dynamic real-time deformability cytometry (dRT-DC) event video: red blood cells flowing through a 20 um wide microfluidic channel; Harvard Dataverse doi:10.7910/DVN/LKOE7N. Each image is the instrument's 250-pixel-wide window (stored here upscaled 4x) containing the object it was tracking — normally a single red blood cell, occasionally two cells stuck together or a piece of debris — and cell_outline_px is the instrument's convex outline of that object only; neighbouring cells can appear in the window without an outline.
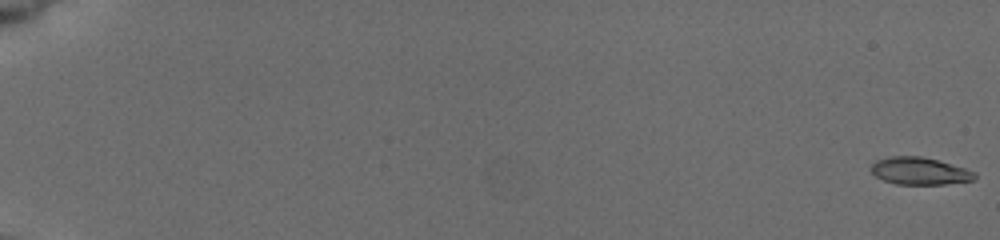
{"species": "common noctule bat (a hibernating species)", "species_latin": "Nyctalus noctula", "temperature_condition": "cold", "stored_images_in_passage": 39, "camera_frame_rate_fps": 3000, "um_per_image_px": 0.085, "animal": {"sex": "female", "body_mass_g": 19.5, "forearm_length_mm": 54.1}, "frame": {"image": 1, "passage_image": 1, "time_ms": 0.0, "image_size_px": [1000, 240], "cell_outline_px": [[976, 176], [972, 180], [944, 184], [896, 184], [884, 180], [876, 176], [872, 172], [872, 164], [876, 160], [888, 156], [920, 156], [936, 160], [964, 168], [976, 172]], "centroid_in_image_um": [78.15, 14.53], "position_along_channel_um": 6.9, "area_um2": 16.24}}
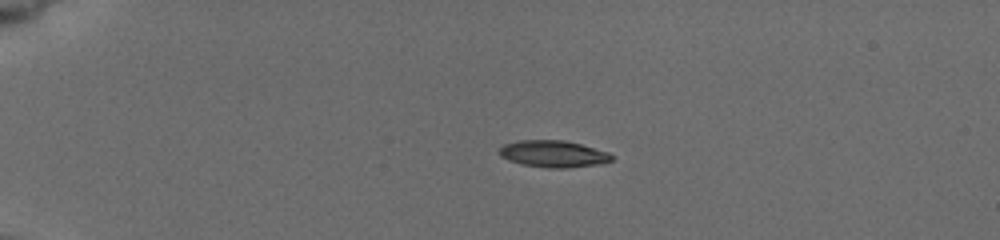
{"frame": {"image": 2, "passage_image": 24, "time_ms": 4.667, "image_size_px": [1000, 240], "cell_outline_px": [[616, 156], [612, 160], [596, 164], [564, 168], [556, 168], [520, 164], [500, 156], [500, 148], [504, 144], [520, 140], [564, 140], [580, 144], [608, 152]], "centroid_in_image_um": [47.04, 13.07], "position_along_channel_um": 38.0, "area_um2": 17.28}}